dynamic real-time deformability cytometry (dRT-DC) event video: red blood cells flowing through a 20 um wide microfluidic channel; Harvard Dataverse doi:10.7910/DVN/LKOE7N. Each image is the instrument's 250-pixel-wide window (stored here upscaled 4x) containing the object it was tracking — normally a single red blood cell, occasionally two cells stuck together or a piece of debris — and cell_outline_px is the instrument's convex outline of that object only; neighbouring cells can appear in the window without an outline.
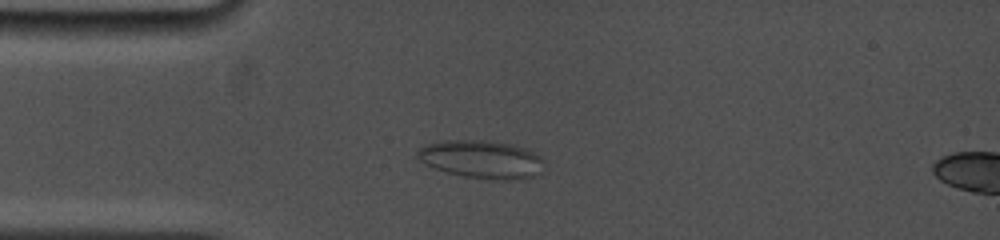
{"species": "common noctule bat (a hibernating species)", "species_latin": "Nyctalus noctula", "temperature_condition": "cold", "stored_images_in_passage": 11, "camera_frame_rate_fps": 5000, "um_per_image_px": 0.085, "animal": {"sex": "female", "body_mass_g": 19.0, "forearm_length_mm": 53.3}, "frame": {"image": 1, "passage_image": 7, "time_ms": 4.0, "image_size_px": [1000, 240], "cell_outline_px": [[544, 160], [540, 172], [536, 176], [512, 180], [504, 180], [464, 176], [448, 172], [424, 164], [416, 156], [416, 152], [420, 148], [428, 144], [444, 140], [488, 140], [512, 144], [524, 148], [540, 156]], "centroid_in_image_um": [40.94, 13.53], "position_along_channel_um": 44.1, "area_um2": 27.92}}
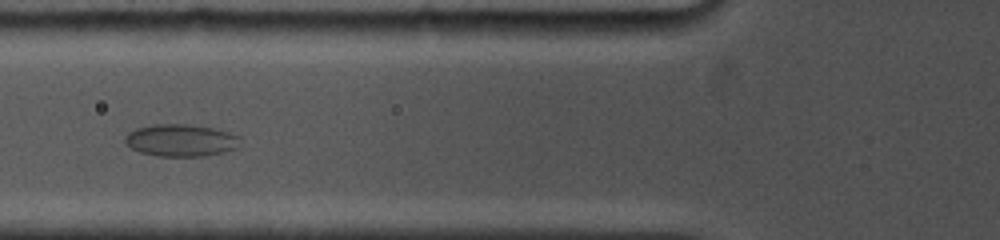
{"frame": {"image": 2, "passage_image": 10, "time_ms": 6.2, "image_size_px": [1000, 240], "cell_outline_px": [[240, 144], [236, 148], [224, 152], [204, 156], [156, 156], [140, 152], [132, 148], [124, 140], [124, 136], [128, 132], [136, 128], [152, 124], [184, 124], [212, 128], [228, 132], [240, 136]], "centroid_in_image_um": [15.36, 11.93], "position_along_channel_um": 110.4, "area_um2": 21.62}}